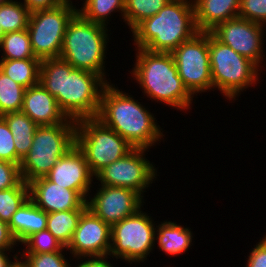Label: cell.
Listing matches in <instances>:
<instances>
[{
    "label": "cell",
    "mask_w": 266,
    "mask_h": 267,
    "mask_svg": "<svg viewBox=\"0 0 266 267\" xmlns=\"http://www.w3.org/2000/svg\"><path fill=\"white\" fill-rule=\"evenodd\" d=\"M29 198L46 213L66 210H86L87 200L77 191L64 188L46 177L28 183Z\"/></svg>",
    "instance_id": "17"
},
{
    "label": "cell",
    "mask_w": 266,
    "mask_h": 267,
    "mask_svg": "<svg viewBox=\"0 0 266 267\" xmlns=\"http://www.w3.org/2000/svg\"><path fill=\"white\" fill-rule=\"evenodd\" d=\"M29 199V185L22 179L15 187L0 190V219L7 224L12 215Z\"/></svg>",
    "instance_id": "29"
},
{
    "label": "cell",
    "mask_w": 266,
    "mask_h": 267,
    "mask_svg": "<svg viewBox=\"0 0 266 267\" xmlns=\"http://www.w3.org/2000/svg\"><path fill=\"white\" fill-rule=\"evenodd\" d=\"M67 249L75 258L108 256L111 249V226L87 208L81 214Z\"/></svg>",
    "instance_id": "14"
},
{
    "label": "cell",
    "mask_w": 266,
    "mask_h": 267,
    "mask_svg": "<svg viewBox=\"0 0 266 267\" xmlns=\"http://www.w3.org/2000/svg\"><path fill=\"white\" fill-rule=\"evenodd\" d=\"M31 12L21 3L8 0L0 5V25L4 33L27 29Z\"/></svg>",
    "instance_id": "26"
},
{
    "label": "cell",
    "mask_w": 266,
    "mask_h": 267,
    "mask_svg": "<svg viewBox=\"0 0 266 267\" xmlns=\"http://www.w3.org/2000/svg\"><path fill=\"white\" fill-rule=\"evenodd\" d=\"M146 150L134 148L123 158L104 167L95 177L101 185L129 188L141 195L156 176V168L143 157Z\"/></svg>",
    "instance_id": "12"
},
{
    "label": "cell",
    "mask_w": 266,
    "mask_h": 267,
    "mask_svg": "<svg viewBox=\"0 0 266 267\" xmlns=\"http://www.w3.org/2000/svg\"><path fill=\"white\" fill-rule=\"evenodd\" d=\"M23 243L26 245V253H52L65 248L48 229L34 233Z\"/></svg>",
    "instance_id": "31"
},
{
    "label": "cell",
    "mask_w": 266,
    "mask_h": 267,
    "mask_svg": "<svg viewBox=\"0 0 266 267\" xmlns=\"http://www.w3.org/2000/svg\"><path fill=\"white\" fill-rule=\"evenodd\" d=\"M238 16L266 25V0H240Z\"/></svg>",
    "instance_id": "33"
},
{
    "label": "cell",
    "mask_w": 266,
    "mask_h": 267,
    "mask_svg": "<svg viewBox=\"0 0 266 267\" xmlns=\"http://www.w3.org/2000/svg\"><path fill=\"white\" fill-rule=\"evenodd\" d=\"M179 77L193 94L213 88L209 60V32H198L172 53Z\"/></svg>",
    "instance_id": "11"
},
{
    "label": "cell",
    "mask_w": 266,
    "mask_h": 267,
    "mask_svg": "<svg viewBox=\"0 0 266 267\" xmlns=\"http://www.w3.org/2000/svg\"><path fill=\"white\" fill-rule=\"evenodd\" d=\"M263 27L265 28L264 25L237 16L218 24L210 33L218 41L230 46L235 52L259 67L264 56L261 54L263 53L262 44H264Z\"/></svg>",
    "instance_id": "13"
},
{
    "label": "cell",
    "mask_w": 266,
    "mask_h": 267,
    "mask_svg": "<svg viewBox=\"0 0 266 267\" xmlns=\"http://www.w3.org/2000/svg\"><path fill=\"white\" fill-rule=\"evenodd\" d=\"M121 11L124 19L125 0H86L83 8L78 13L85 19L93 23L107 25V17L115 10Z\"/></svg>",
    "instance_id": "28"
},
{
    "label": "cell",
    "mask_w": 266,
    "mask_h": 267,
    "mask_svg": "<svg viewBox=\"0 0 266 267\" xmlns=\"http://www.w3.org/2000/svg\"><path fill=\"white\" fill-rule=\"evenodd\" d=\"M76 145V121L38 126L28 154L20 163L22 179L29 182L45 177L60 157Z\"/></svg>",
    "instance_id": "6"
},
{
    "label": "cell",
    "mask_w": 266,
    "mask_h": 267,
    "mask_svg": "<svg viewBox=\"0 0 266 267\" xmlns=\"http://www.w3.org/2000/svg\"><path fill=\"white\" fill-rule=\"evenodd\" d=\"M246 267H266V236L250 252Z\"/></svg>",
    "instance_id": "36"
},
{
    "label": "cell",
    "mask_w": 266,
    "mask_h": 267,
    "mask_svg": "<svg viewBox=\"0 0 266 267\" xmlns=\"http://www.w3.org/2000/svg\"><path fill=\"white\" fill-rule=\"evenodd\" d=\"M209 60L213 88H218L231 100L258 80V66L218 41L210 32Z\"/></svg>",
    "instance_id": "8"
},
{
    "label": "cell",
    "mask_w": 266,
    "mask_h": 267,
    "mask_svg": "<svg viewBox=\"0 0 266 267\" xmlns=\"http://www.w3.org/2000/svg\"><path fill=\"white\" fill-rule=\"evenodd\" d=\"M25 89L0 70V116L21 111Z\"/></svg>",
    "instance_id": "30"
},
{
    "label": "cell",
    "mask_w": 266,
    "mask_h": 267,
    "mask_svg": "<svg viewBox=\"0 0 266 267\" xmlns=\"http://www.w3.org/2000/svg\"><path fill=\"white\" fill-rule=\"evenodd\" d=\"M146 213L139 209L111 226V249L109 256L122 258L125 261L144 262L153 250L156 237L155 224Z\"/></svg>",
    "instance_id": "10"
},
{
    "label": "cell",
    "mask_w": 266,
    "mask_h": 267,
    "mask_svg": "<svg viewBox=\"0 0 266 267\" xmlns=\"http://www.w3.org/2000/svg\"><path fill=\"white\" fill-rule=\"evenodd\" d=\"M89 199L88 208L112 226L141 209L143 196L129 188L101 185L96 195Z\"/></svg>",
    "instance_id": "15"
},
{
    "label": "cell",
    "mask_w": 266,
    "mask_h": 267,
    "mask_svg": "<svg viewBox=\"0 0 266 267\" xmlns=\"http://www.w3.org/2000/svg\"><path fill=\"white\" fill-rule=\"evenodd\" d=\"M62 251L52 253H25V267H70V264L64 258Z\"/></svg>",
    "instance_id": "32"
},
{
    "label": "cell",
    "mask_w": 266,
    "mask_h": 267,
    "mask_svg": "<svg viewBox=\"0 0 266 267\" xmlns=\"http://www.w3.org/2000/svg\"><path fill=\"white\" fill-rule=\"evenodd\" d=\"M1 60L39 59L35 56L27 29L5 33L0 42Z\"/></svg>",
    "instance_id": "25"
},
{
    "label": "cell",
    "mask_w": 266,
    "mask_h": 267,
    "mask_svg": "<svg viewBox=\"0 0 266 267\" xmlns=\"http://www.w3.org/2000/svg\"><path fill=\"white\" fill-rule=\"evenodd\" d=\"M64 2V0H24L23 5L32 13L38 10L55 8Z\"/></svg>",
    "instance_id": "37"
},
{
    "label": "cell",
    "mask_w": 266,
    "mask_h": 267,
    "mask_svg": "<svg viewBox=\"0 0 266 267\" xmlns=\"http://www.w3.org/2000/svg\"><path fill=\"white\" fill-rule=\"evenodd\" d=\"M136 63L133 75L151 99L160 101L176 109L190 108L193 95L179 77L171 53L151 52L136 49Z\"/></svg>",
    "instance_id": "4"
},
{
    "label": "cell",
    "mask_w": 266,
    "mask_h": 267,
    "mask_svg": "<svg viewBox=\"0 0 266 267\" xmlns=\"http://www.w3.org/2000/svg\"><path fill=\"white\" fill-rule=\"evenodd\" d=\"M170 0H125V22L131 31L144 19L156 15Z\"/></svg>",
    "instance_id": "27"
},
{
    "label": "cell",
    "mask_w": 266,
    "mask_h": 267,
    "mask_svg": "<svg viewBox=\"0 0 266 267\" xmlns=\"http://www.w3.org/2000/svg\"><path fill=\"white\" fill-rule=\"evenodd\" d=\"M17 257L18 256L14 255V258L16 259V261H14V263L10 265L9 267H25L24 262L18 261Z\"/></svg>",
    "instance_id": "41"
},
{
    "label": "cell",
    "mask_w": 266,
    "mask_h": 267,
    "mask_svg": "<svg viewBox=\"0 0 266 267\" xmlns=\"http://www.w3.org/2000/svg\"><path fill=\"white\" fill-rule=\"evenodd\" d=\"M107 83L100 75L74 68L59 57L40 63L39 84L56 98L65 116L75 121L97 117Z\"/></svg>",
    "instance_id": "1"
},
{
    "label": "cell",
    "mask_w": 266,
    "mask_h": 267,
    "mask_svg": "<svg viewBox=\"0 0 266 267\" xmlns=\"http://www.w3.org/2000/svg\"><path fill=\"white\" fill-rule=\"evenodd\" d=\"M47 213L29 198L12 215L8 226L15 240L22 243L34 233L46 229Z\"/></svg>",
    "instance_id": "20"
},
{
    "label": "cell",
    "mask_w": 266,
    "mask_h": 267,
    "mask_svg": "<svg viewBox=\"0 0 266 267\" xmlns=\"http://www.w3.org/2000/svg\"><path fill=\"white\" fill-rule=\"evenodd\" d=\"M8 0H0V5L4 4L5 2H7Z\"/></svg>",
    "instance_id": "43"
},
{
    "label": "cell",
    "mask_w": 266,
    "mask_h": 267,
    "mask_svg": "<svg viewBox=\"0 0 266 267\" xmlns=\"http://www.w3.org/2000/svg\"><path fill=\"white\" fill-rule=\"evenodd\" d=\"M199 32H210L218 24L238 16L240 0H193Z\"/></svg>",
    "instance_id": "19"
},
{
    "label": "cell",
    "mask_w": 266,
    "mask_h": 267,
    "mask_svg": "<svg viewBox=\"0 0 266 267\" xmlns=\"http://www.w3.org/2000/svg\"><path fill=\"white\" fill-rule=\"evenodd\" d=\"M40 59L0 60V70L26 89L39 83Z\"/></svg>",
    "instance_id": "24"
},
{
    "label": "cell",
    "mask_w": 266,
    "mask_h": 267,
    "mask_svg": "<svg viewBox=\"0 0 266 267\" xmlns=\"http://www.w3.org/2000/svg\"><path fill=\"white\" fill-rule=\"evenodd\" d=\"M45 177L64 188L77 191L85 200L93 181L85 155L77 145L60 157Z\"/></svg>",
    "instance_id": "16"
},
{
    "label": "cell",
    "mask_w": 266,
    "mask_h": 267,
    "mask_svg": "<svg viewBox=\"0 0 266 267\" xmlns=\"http://www.w3.org/2000/svg\"><path fill=\"white\" fill-rule=\"evenodd\" d=\"M16 242L8 224L0 219V250H11L17 244Z\"/></svg>",
    "instance_id": "38"
},
{
    "label": "cell",
    "mask_w": 266,
    "mask_h": 267,
    "mask_svg": "<svg viewBox=\"0 0 266 267\" xmlns=\"http://www.w3.org/2000/svg\"><path fill=\"white\" fill-rule=\"evenodd\" d=\"M21 180L19 165L0 160V190L15 187Z\"/></svg>",
    "instance_id": "35"
},
{
    "label": "cell",
    "mask_w": 266,
    "mask_h": 267,
    "mask_svg": "<svg viewBox=\"0 0 266 267\" xmlns=\"http://www.w3.org/2000/svg\"><path fill=\"white\" fill-rule=\"evenodd\" d=\"M21 112L38 126L64 123L69 119L60 110L56 98L39 83L25 89Z\"/></svg>",
    "instance_id": "18"
},
{
    "label": "cell",
    "mask_w": 266,
    "mask_h": 267,
    "mask_svg": "<svg viewBox=\"0 0 266 267\" xmlns=\"http://www.w3.org/2000/svg\"><path fill=\"white\" fill-rule=\"evenodd\" d=\"M191 2L170 0L156 15L140 22L132 30L137 48L172 53L181 43L194 37L199 30Z\"/></svg>",
    "instance_id": "3"
},
{
    "label": "cell",
    "mask_w": 266,
    "mask_h": 267,
    "mask_svg": "<svg viewBox=\"0 0 266 267\" xmlns=\"http://www.w3.org/2000/svg\"><path fill=\"white\" fill-rule=\"evenodd\" d=\"M85 210H66L47 213L46 229L65 247L70 244L78 226L81 214Z\"/></svg>",
    "instance_id": "23"
},
{
    "label": "cell",
    "mask_w": 266,
    "mask_h": 267,
    "mask_svg": "<svg viewBox=\"0 0 266 267\" xmlns=\"http://www.w3.org/2000/svg\"><path fill=\"white\" fill-rule=\"evenodd\" d=\"M4 34L5 33L3 32V29H2V27L0 25V42H1V39L3 38Z\"/></svg>",
    "instance_id": "42"
},
{
    "label": "cell",
    "mask_w": 266,
    "mask_h": 267,
    "mask_svg": "<svg viewBox=\"0 0 266 267\" xmlns=\"http://www.w3.org/2000/svg\"><path fill=\"white\" fill-rule=\"evenodd\" d=\"M0 160L16 164V148L13 135L6 121L0 116Z\"/></svg>",
    "instance_id": "34"
},
{
    "label": "cell",
    "mask_w": 266,
    "mask_h": 267,
    "mask_svg": "<svg viewBox=\"0 0 266 267\" xmlns=\"http://www.w3.org/2000/svg\"><path fill=\"white\" fill-rule=\"evenodd\" d=\"M5 251H9V250H0V267H9L10 265L14 263V262H11V260L9 261L7 254L4 253Z\"/></svg>",
    "instance_id": "40"
},
{
    "label": "cell",
    "mask_w": 266,
    "mask_h": 267,
    "mask_svg": "<svg viewBox=\"0 0 266 267\" xmlns=\"http://www.w3.org/2000/svg\"><path fill=\"white\" fill-rule=\"evenodd\" d=\"M106 257L107 256L87 258L88 260L82 262V264L77 267H112V264L107 262Z\"/></svg>",
    "instance_id": "39"
},
{
    "label": "cell",
    "mask_w": 266,
    "mask_h": 267,
    "mask_svg": "<svg viewBox=\"0 0 266 267\" xmlns=\"http://www.w3.org/2000/svg\"><path fill=\"white\" fill-rule=\"evenodd\" d=\"M106 27L85 20L77 13L67 26L59 58L74 68L96 73L105 80Z\"/></svg>",
    "instance_id": "5"
},
{
    "label": "cell",
    "mask_w": 266,
    "mask_h": 267,
    "mask_svg": "<svg viewBox=\"0 0 266 267\" xmlns=\"http://www.w3.org/2000/svg\"><path fill=\"white\" fill-rule=\"evenodd\" d=\"M70 2L30 14L27 30L33 52L40 60L60 56L67 26L78 13Z\"/></svg>",
    "instance_id": "9"
},
{
    "label": "cell",
    "mask_w": 266,
    "mask_h": 267,
    "mask_svg": "<svg viewBox=\"0 0 266 267\" xmlns=\"http://www.w3.org/2000/svg\"><path fill=\"white\" fill-rule=\"evenodd\" d=\"M1 117L6 121L13 135L16 148V164L20 166L21 161L31 148L38 125L21 111L9 112Z\"/></svg>",
    "instance_id": "21"
},
{
    "label": "cell",
    "mask_w": 266,
    "mask_h": 267,
    "mask_svg": "<svg viewBox=\"0 0 266 267\" xmlns=\"http://www.w3.org/2000/svg\"><path fill=\"white\" fill-rule=\"evenodd\" d=\"M158 247L169 255H177L187 251L192 242V233L189 228H184L176 222L166 221L158 226Z\"/></svg>",
    "instance_id": "22"
},
{
    "label": "cell",
    "mask_w": 266,
    "mask_h": 267,
    "mask_svg": "<svg viewBox=\"0 0 266 267\" xmlns=\"http://www.w3.org/2000/svg\"><path fill=\"white\" fill-rule=\"evenodd\" d=\"M109 82L103 88L97 115L105 126L113 129L134 148L148 149L164 136L154 116Z\"/></svg>",
    "instance_id": "2"
},
{
    "label": "cell",
    "mask_w": 266,
    "mask_h": 267,
    "mask_svg": "<svg viewBox=\"0 0 266 267\" xmlns=\"http://www.w3.org/2000/svg\"><path fill=\"white\" fill-rule=\"evenodd\" d=\"M76 145L84 153L94 176L134 149L127 140L97 118L76 121Z\"/></svg>",
    "instance_id": "7"
}]
</instances>
